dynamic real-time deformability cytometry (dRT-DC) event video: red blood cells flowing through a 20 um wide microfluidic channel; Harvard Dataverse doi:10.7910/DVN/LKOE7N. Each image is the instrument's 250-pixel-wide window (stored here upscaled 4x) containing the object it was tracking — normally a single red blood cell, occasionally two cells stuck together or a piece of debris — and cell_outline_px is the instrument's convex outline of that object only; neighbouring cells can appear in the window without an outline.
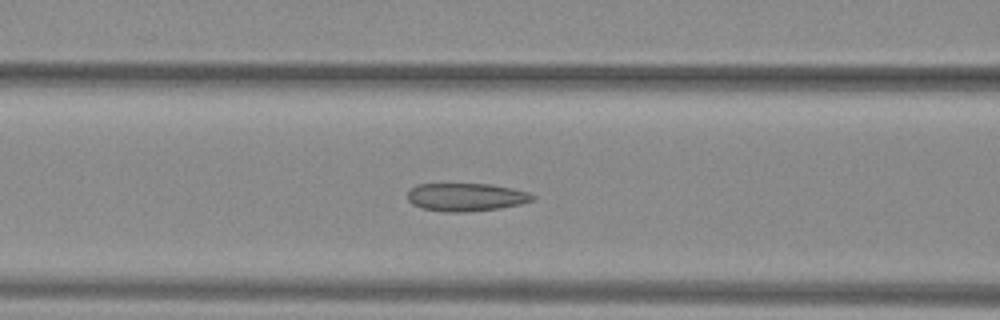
{"species": "common noctule bat (a hibernating species)", "species_latin": "Nyctalus noctula", "temperature_condition": "warm", "stored_images_in_passage": 52, "camera_frame_rate_fps": 3000, "um_per_image_px": 0.085, "animal": {"sex": "female", "body_mass_g": 29.2, "forearm_length_mm": 56.3}, "frame": {"image": 1, "passage_image": 22, "time_ms": 7.0, "image_size_px": [1000, 320], "cell_outline_px": [[536, 200], [520, 204], [500, 208], [468, 212], [444, 212], [424, 208], [412, 204], [408, 200], [408, 192], [412, 188], [420, 184], [488, 184], [512, 188], [528, 192], [536, 196]], "centroid_in_image_um": [39.66, 16.76], "position_along_channel_um": 126.9, "area_um2": 20.4}}
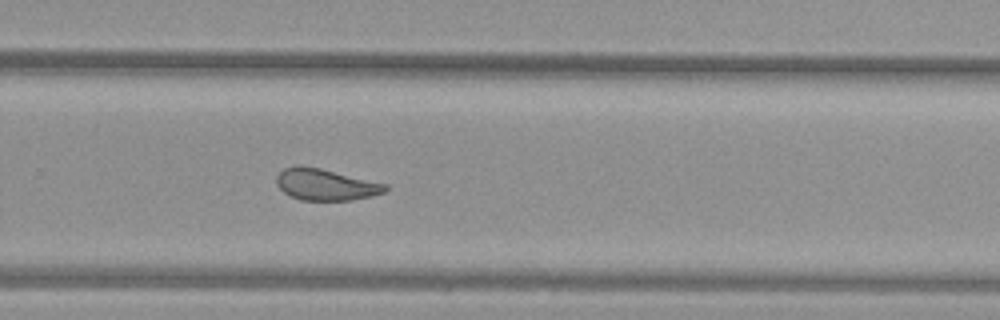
{"frame": {"image": 2, "passage_image": 35, "time_ms": 11.333, "image_size_px": [1000, 320], "cell_outline_px": [[388, 188], [384, 192], [372, 196], [352, 200], [300, 200], [284, 192], [276, 184], [276, 176], [284, 168], [296, 164], [320, 168], [388, 184]], "centroid_in_image_um": [27.67, 15.68], "position_along_channel_um": 302.1, "area_um2": 20.0}}
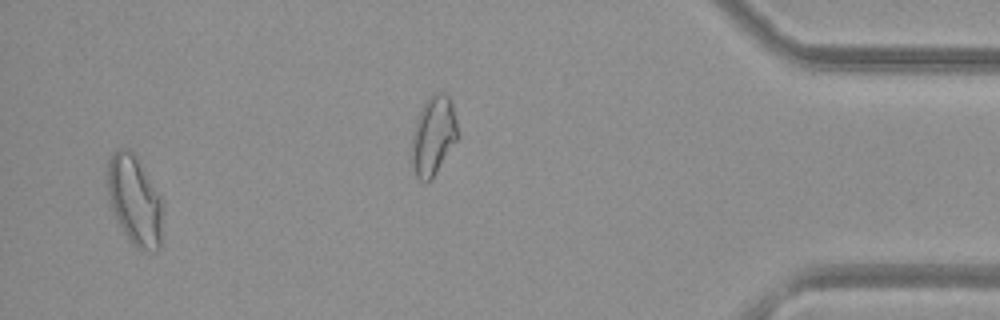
{"frame": {"image": 3, "passage_image": 50, "time_ms": 16.333, "image_size_px": [1000, 320], "cell_outline_px": [[164, 204], [160, 248], [156, 252], [140, 252], [128, 240], [116, 220], [108, 204], [108, 160], [112, 152], [116, 148], [128, 148], [132, 152], [164, 200]], "centroid_in_image_um": [11.46, 17.1], "position_along_channel_um": 423.7, "area_um2": 29.71}}